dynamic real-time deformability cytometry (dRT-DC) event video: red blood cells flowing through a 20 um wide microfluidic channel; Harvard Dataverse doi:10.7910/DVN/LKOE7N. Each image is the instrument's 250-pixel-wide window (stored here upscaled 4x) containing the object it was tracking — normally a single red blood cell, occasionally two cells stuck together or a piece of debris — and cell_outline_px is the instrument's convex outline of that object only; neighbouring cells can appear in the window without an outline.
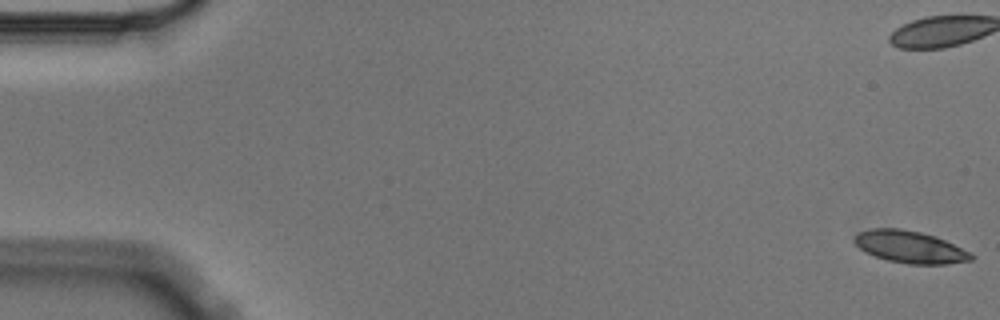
{"species": "Egyptian fruit bat (a non-hibernating species)", "species_latin": "Rousettus aegyptiacus", "temperature_condition": "cold", "stored_images_in_passage": 5, "camera_frame_rate_fps": 3000, "um_per_image_px": 0.085, "animal": {"sex": "male"}, "frame": {"image": 1, "passage_image": 1, "time_ms": 0.0, "image_size_px": [1000, 320], "cell_outline_px": [[976, 256], [972, 260], [948, 264], [908, 264], [888, 260], [876, 256], [860, 248], [852, 240], [860, 232], [868, 228], [900, 228], [920, 232], [936, 236], [972, 252]], "centroid_in_image_um": [77.4, 20.99], "position_along_channel_um": 7.6, "area_um2": 21.91}}